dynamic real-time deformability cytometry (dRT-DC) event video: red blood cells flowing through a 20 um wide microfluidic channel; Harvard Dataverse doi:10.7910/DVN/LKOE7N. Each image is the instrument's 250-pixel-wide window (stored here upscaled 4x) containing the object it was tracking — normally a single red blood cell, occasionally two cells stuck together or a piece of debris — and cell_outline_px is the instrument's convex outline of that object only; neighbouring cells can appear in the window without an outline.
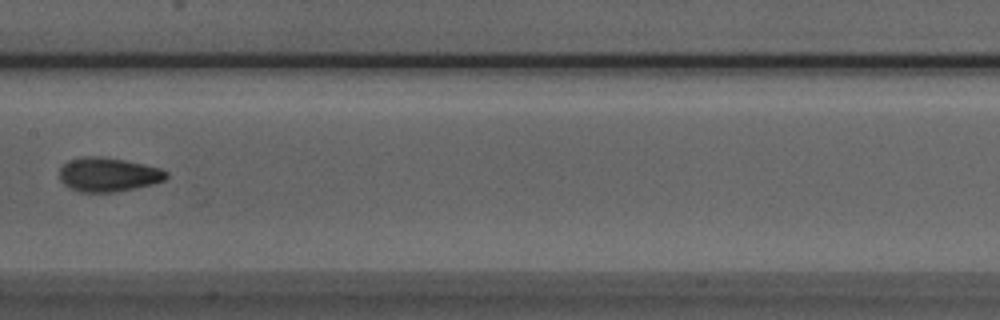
{"species": "Egyptian fruit bat (a non-hibernating species)", "species_latin": "Rousettus aegyptiacus", "temperature_condition": "room temperature", "stored_images_in_passage": 8, "camera_frame_rate_fps": 3000, "um_per_image_px": 0.085, "animal": {"sex": "male"}, "frame": {"image": 1, "passage_image": 8, "time_ms": 2.333, "image_size_px": [1000, 320], "cell_outline_px": [[168, 176], [164, 180], [152, 184], [136, 188], [112, 192], [80, 192], [64, 184], [60, 180], [60, 168], [68, 160], [84, 156], [100, 156], [124, 160], [144, 164], [160, 168], [168, 172]], "centroid_in_image_um": [9.2, 14.83], "position_along_channel_um": 198.2, "area_um2": 21.15}}